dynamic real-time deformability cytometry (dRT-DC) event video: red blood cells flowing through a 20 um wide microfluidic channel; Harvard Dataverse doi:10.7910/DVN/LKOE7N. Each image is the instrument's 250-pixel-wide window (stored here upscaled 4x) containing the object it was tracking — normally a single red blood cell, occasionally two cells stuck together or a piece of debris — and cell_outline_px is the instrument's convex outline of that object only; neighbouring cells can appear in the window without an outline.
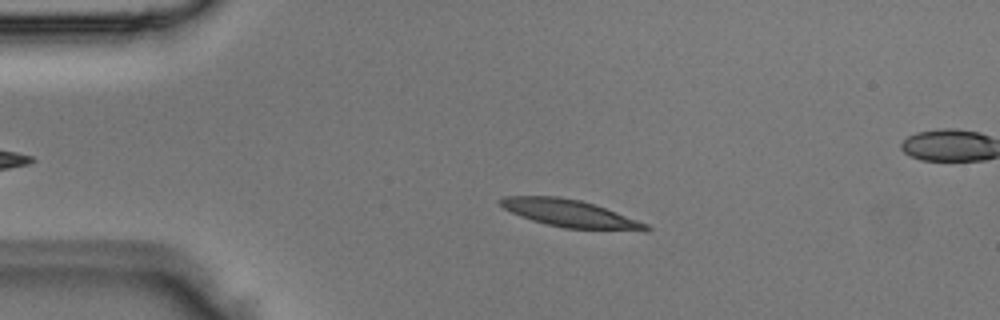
{"species": "Egyptian fruit bat (a non-hibernating species)", "species_latin": "Rousettus aegyptiacus", "temperature_condition": "room temperature", "stored_images_in_passage": 4, "camera_frame_rate_fps": 3000, "um_per_image_px": 0.085, "animal": {"sex": "male"}, "frame": {"image": 1, "passage_image": 2, "time_ms": 0.333, "image_size_px": [1000, 320], "cell_outline_px": [[652, 228], [648, 232], [644, 232], [564, 228], [532, 220], [512, 212], [504, 208], [496, 200], [504, 196], [556, 196], [580, 200], [616, 212], [648, 224]], "centroid_in_image_um": [48.52, 18.17], "position_along_channel_um": 36.5, "area_um2": 23.29}}
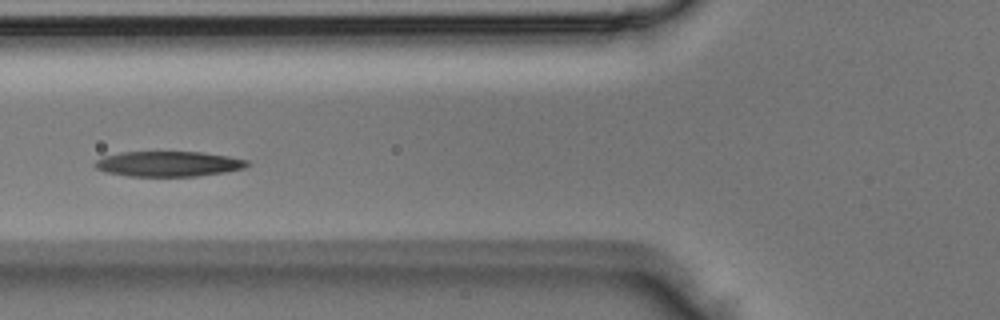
{"frame": {"image": 2, "passage_image": 4, "time_ms": 1.0, "image_size_px": [1000, 320], "cell_outline_px": [[252, 164], [244, 168], [224, 172], [196, 176], [128, 176], [108, 172], [96, 168], [96, 160], [104, 156], [120, 152], [200, 152], [228, 156], [248, 160]], "centroid_in_image_um": [14.36, 13.92], "position_along_channel_um": 111.4, "area_um2": 22.25}}